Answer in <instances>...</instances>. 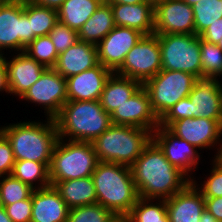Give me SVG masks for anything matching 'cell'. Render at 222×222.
Returning <instances> with one entry per match:
<instances>
[{"instance_id":"obj_1","label":"cell","mask_w":222,"mask_h":222,"mask_svg":"<svg viewBox=\"0 0 222 222\" xmlns=\"http://www.w3.org/2000/svg\"><path fill=\"white\" fill-rule=\"evenodd\" d=\"M130 169L139 197L144 199H168L191 182L185 173L166 159L153 140Z\"/></svg>"},{"instance_id":"obj_2","label":"cell","mask_w":222,"mask_h":222,"mask_svg":"<svg viewBox=\"0 0 222 222\" xmlns=\"http://www.w3.org/2000/svg\"><path fill=\"white\" fill-rule=\"evenodd\" d=\"M0 131L9 140L15 161L32 160L50 167L53 150L59 139L54 119L27 121L26 118L23 122L0 125Z\"/></svg>"},{"instance_id":"obj_3","label":"cell","mask_w":222,"mask_h":222,"mask_svg":"<svg viewBox=\"0 0 222 222\" xmlns=\"http://www.w3.org/2000/svg\"><path fill=\"white\" fill-rule=\"evenodd\" d=\"M97 203L124 219L138 201L139 194L128 166L98 162L92 174Z\"/></svg>"},{"instance_id":"obj_4","label":"cell","mask_w":222,"mask_h":222,"mask_svg":"<svg viewBox=\"0 0 222 222\" xmlns=\"http://www.w3.org/2000/svg\"><path fill=\"white\" fill-rule=\"evenodd\" d=\"M60 139L93 142L111 125V116L94 101H67L54 118Z\"/></svg>"},{"instance_id":"obj_5","label":"cell","mask_w":222,"mask_h":222,"mask_svg":"<svg viewBox=\"0 0 222 222\" xmlns=\"http://www.w3.org/2000/svg\"><path fill=\"white\" fill-rule=\"evenodd\" d=\"M152 140V132L140 127L112 124L93 142L99 162L130 167Z\"/></svg>"},{"instance_id":"obj_6","label":"cell","mask_w":222,"mask_h":222,"mask_svg":"<svg viewBox=\"0 0 222 222\" xmlns=\"http://www.w3.org/2000/svg\"><path fill=\"white\" fill-rule=\"evenodd\" d=\"M92 142L58 139L51 158V186L57 181L92 176L98 163Z\"/></svg>"},{"instance_id":"obj_7","label":"cell","mask_w":222,"mask_h":222,"mask_svg":"<svg viewBox=\"0 0 222 222\" xmlns=\"http://www.w3.org/2000/svg\"><path fill=\"white\" fill-rule=\"evenodd\" d=\"M197 80L188 72L161 70L142 86L149 95L153 112L160 120L177 102L188 97Z\"/></svg>"},{"instance_id":"obj_8","label":"cell","mask_w":222,"mask_h":222,"mask_svg":"<svg viewBox=\"0 0 222 222\" xmlns=\"http://www.w3.org/2000/svg\"><path fill=\"white\" fill-rule=\"evenodd\" d=\"M157 37L162 70L184 71L202 79L200 35L163 34Z\"/></svg>"},{"instance_id":"obj_9","label":"cell","mask_w":222,"mask_h":222,"mask_svg":"<svg viewBox=\"0 0 222 222\" xmlns=\"http://www.w3.org/2000/svg\"><path fill=\"white\" fill-rule=\"evenodd\" d=\"M35 38L24 14V2L0 0V54L24 52Z\"/></svg>"},{"instance_id":"obj_10","label":"cell","mask_w":222,"mask_h":222,"mask_svg":"<svg viewBox=\"0 0 222 222\" xmlns=\"http://www.w3.org/2000/svg\"><path fill=\"white\" fill-rule=\"evenodd\" d=\"M162 70L160 44L156 34L143 35L127 53L122 66L115 72L142 84Z\"/></svg>"},{"instance_id":"obj_11","label":"cell","mask_w":222,"mask_h":222,"mask_svg":"<svg viewBox=\"0 0 222 222\" xmlns=\"http://www.w3.org/2000/svg\"><path fill=\"white\" fill-rule=\"evenodd\" d=\"M20 100L40 106L45 118L54 119L68 101L66 78L53 68H47Z\"/></svg>"},{"instance_id":"obj_12","label":"cell","mask_w":222,"mask_h":222,"mask_svg":"<svg viewBox=\"0 0 222 222\" xmlns=\"http://www.w3.org/2000/svg\"><path fill=\"white\" fill-rule=\"evenodd\" d=\"M167 129L200 151L214 149L213 159L217 158L222 144V125L217 120L203 117L183 118L174 121Z\"/></svg>"},{"instance_id":"obj_13","label":"cell","mask_w":222,"mask_h":222,"mask_svg":"<svg viewBox=\"0 0 222 222\" xmlns=\"http://www.w3.org/2000/svg\"><path fill=\"white\" fill-rule=\"evenodd\" d=\"M152 140L159 146L172 165L180 169L191 180L195 177L194 172L200 168L198 167L199 162L202 163V153L199 149L186 140L176 137L162 126L152 132Z\"/></svg>"},{"instance_id":"obj_14","label":"cell","mask_w":222,"mask_h":222,"mask_svg":"<svg viewBox=\"0 0 222 222\" xmlns=\"http://www.w3.org/2000/svg\"><path fill=\"white\" fill-rule=\"evenodd\" d=\"M142 36L143 34L135 29L115 26L97 44L98 62L115 73L122 66L127 53Z\"/></svg>"},{"instance_id":"obj_15","label":"cell","mask_w":222,"mask_h":222,"mask_svg":"<svg viewBox=\"0 0 222 222\" xmlns=\"http://www.w3.org/2000/svg\"><path fill=\"white\" fill-rule=\"evenodd\" d=\"M154 34H195L192 6L183 0H165L154 9Z\"/></svg>"},{"instance_id":"obj_16","label":"cell","mask_w":222,"mask_h":222,"mask_svg":"<svg viewBox=\"0 0 222 222\" xmlns=\"http://www.w3.org/2000/svg\"><path fill=\"white\" fill-rule=\"evenodd\" d=\"M110 116L114 125L140 127L151 132L159 127V118L153 112L149 95L143 86Z\"/></svg>"},{"instance_id":"obj_17","label":"cell","mask_w":222,"mask_h":222,"mask_svg":"<svg viewBox=\"0 0 222 222\" xmlns=\"http://www.w3.org/2000/svg\"><path fill=\"white\" fill-rule=\"evenodd\" d=\"M220 79H198L188 95L194 117L217 120L222 125V87Z\"/></svg>"},{"instance_id":"obj_18","label":"cell","mask_w":222,"mask_h":222,"mask_svg":"<svg viewBox=\"0 0 222 222\" xmlns=\"http://www.w3.org/2000/svg\"><path fill=\"white\" fill-rule=\"evenodd\" d=\"M5 63L10 95L19 99L39 80L42 73L47 69L24 52L13 53L12 56L8 55V57L5 55Z\"/></svg>"},{"instance_id":"obj_19","label":"cell","mask_w":222,"mask_h":222,"mask_svg":"<svg viewBox=\"0 0 222 222\" xmlns=\"http://www.w3.org/2000/svg\"><path fill=\"white\" fill-rule=\"evenodd\" d=\"M112 72L100 63L89 70L66 78L68 101L99 100Z\"/></svg>"},{"instance_id":"obj_20","label":"cell","mask_w":222,"mask_h":222,"mask_svg":"<svg viewBox=\"0 0 222 222\" xmlns=\"http://www.w3.org/2000/svg\"><path fill=\"white\" fill-rule=\"evenodd\" d=\"M165 201L169 222H200L205 210L204 197L192 182Z\"/></svg>"},{"instance_id":"obj_21","label":"cell","mask_w":222,"mask_h":222,"mask_svg":"<svg viewBox=\"0 0 222 222\" xmlns=\"http://www.w3.org/2000/svg\"><path fill=\"white\" fill-rule=\"evenodd\" d=\"M98 64L97 45L79 40L58 55L53 69L62 77L68 78L92 69Z\"/></svg>"},{"instance_id":"obj_22","label":"cell","mask_w":222,"mask_h":222,"mask_svg":"<svg viewBox=\"0 0 222 222\" xmlns=\"http://www.w3.org/2000/svg\"><path fill=\"white\" fill-rule=\"evenodd\" d=\"M68 211L54 186L33 190L31 222H67Z\"/></svg>"},{"instance_id":"obj_23","label":"cell","mask_w":222,"mask_h":222,"mask_svg":"<svg viewBox=\"0 0 222 222\" xmlns=\"http://www.w3.org/2000/svg\"><path fill=\"white\" fill-rule=\"evenodd\" d=\"M115 26L135 29L143 35L154 34V8L143 2L138 4H110Z\"/></svg>"},{"instance_id":"obj_24","label":"cell","mask_w":222,"mask_h":222,"mask_svg":"<svg viewBox=\"0 0 222 222\" xmlns=\"http://www.w3.org/2000/svg\"><path fill=\"white\" fill-rule=\"evenodd\" d=\"M141 87L142 83L138 80L112 73L105 82L99 102L103 109L111 115Z\"/></svg>"},{"instance_id":"obj_25","label":"cell","mask_w":222,"mask_h":222,"mask_svg":"<svg viewBox=\"0 0 222 222\" xmlns=\"http://www.w3.org/2000/svg\"><path fill=\"white\" fill-rule=\"evenodd\" d=\"M53 186L69 209L97 203L96 190L91 176L57 181Z\"/></svg>"},{"instance_id":"obj_26","label":"cell","mask_w":222,"mask_h":222,"mask_svg":"<svg viewBox=\"0 0 222 222\" xmlns=\"http://www.w3.org/2000/svg\"><path fill=\"white\" fill-rule=\"evenodd\" d=\"M115 27L110 4H101L78 31L80 41L97 45Z\"/></svg>"},{"instance_id":"obj_27","label":"cell","mask_w":222,"mask_h":222,"mask_svg":"<svg viewBox=\"0 0 222 222\" xmlns=\"http://www.w3.org/2000/svg\"><path fill=\"white\" fill-rule=\"evenodd\" d=\"M101 4L99 0H66L58 9V21L79 31Z\"/></svg>"},{"instance_id":"obj_28","label":"cell","mask_w":222,"mask_h":222,"mask_svg":"<svg viewBox=\"0 0 222 222\" xmlns=\"http://www.w3.org/2000/svg\"><path fill=\"white\" fill-rule=\"evenodd\" d=\"M12 175L34 190L51 185L49 167L45 163L32 160L15 161Z\"/></svg>"},{"instance_id":"obj_29","label":"cell","mask_w":222,"mask_h":222,"mask_svg":"<svg viewBox=\"0 0 222 222\" xmlns=\"http://www.w3.org/2000/svg\"><path fill=\"white\" fill-rule=\"evenodd\" d=\"M122 222H169L165 199L139 198Z\"/></svg>"},{"instance_id":"obj_30","label":"cell","mask_w":222,"mask_h":222,"mask_svg":"<svg viewBox=\"0 0 222 222\" xmlns=\"http://www.w3.org/2000/svg\"><path fill=\"white\" fill-rule=\"evenodd\" d=\"M24 14L30 22L31 33L36 37L48 35L58 22L57 10L38 6L30 1L24 2Z\"/></svg>"},{"instance_id":"obj_31","label":"cell","mask_w":222,"mask_h":222,"mask_svg":"<svg viewBox=\"0 0 222 222\" xmlns=\"http://www.w3.org/2000/svg\"><path fill=\"white\" fill-rule=\"evenodd\" d=\"M195 34L200 35L222 18V0H201L192 6Z\"/></svg>"},{"instance_id":"obj_32","label":"cell","mask_w":222,"mask_h":222,"mask_svg":"<svg viewBox=\"0 0 222 222\" xmlns=\"http://www.w3.org/2000/svg\"><path fill=\"white\" fill-rule=\"evenodd\" d=\"M67 222H122V219L96 203L69 209Z\"/></svg>"},{"instance_id":"obj_33","label":"cell","mask_w":222,"mask_h":222,"mask_svg":"<svg viewBox=\"0 0 222 222\" xmlns=\"http://www.w3.org/2000/svg\"><path fill=\"white\" fill-rule=\"evenodd\" d=\"M200 49L202 78L222 80V49L202 38H200Z\"/></svg>"},{"instance_id":"obj_34","label":"cell","mask_w":222,"mask_h":222,"mask_svg":"<svg viewBox=\"0 0 222 222\" xmlns=\"http://www.w3.org/2000/svg\"><path fill=\"white\" fill-rule=\"evenodd\" d=\"M34 189L15 178L12 174L0 177V205L6 206L14 202L28 199Z\"/></svg>"},{"instance_id":"obj_35","label":"cell","mask_w":222,"mask_h":222,"mask_svg":"<svg viewBox=\"0 0 222 222\" xmlns=\"http://www.w3.org/2000/svg\"><path fill=\"white\" fill-rule=\"evenodd\" d=\"M24 53L46 68H54L58 59V54L49 35L36 37L25 48Z\"/></svg>"},{"instance_id":"obj_36","label":"cell","mask_w":222,"mask_h":222,"mask_svg":"<svg viewBox=\"0 0 222 222\" xmlns=\"http://www.w3.org/2000/svg\"><path fill=\"white\" fill-rule=\"evenodd\" d=\"M212 162V163H211ZM210 162L209 173L206 177H199L203 182L192 178L191 182L201 192L203 197H221L222 196V163L217 159H212ZM201 185V186H200Z\"/></svg>"},{"instance_id":"obj_37","label":"cell","mask_w":222,"mask_h":222,"mask_svg":"<svg viewBox=\"0 0 222 222\" xmlns=\"http://www.w3.org/2000/svg\"><path fill=\"white\" fill-rule=\"evenodd\" d=\"M59 55L79 41L78 31L58 21L48 34Z\"/></svg>"},{"instance_id":"obj_38","label":"cell","mask_w":222,"mask_h":222,"mask_svg":"<svg viewBox=\"0 0 222 222\" xmlns=\"http://www.w3.org/2000/svg\"><path fill=\"white\" fill-rule=\"evenodd\" d=\"M183 118H193L191 101L189 97L177 102L160 120L159 126L168 128L174 121Z\"/></svg>"},{"instance_id":"obj_39","label":"cell","mask_w":222,"mask_h":222,"mask_svg":"<svg viewBox=\"0 0 222 222\" xmlns=\"http://www.w3.org/2000/svg\"><path fill=\"white\" fill-rule=\"evenodd\" d=\"M8 217L13 222H31L32 194L28 199L14 202L5 206Z\"/></svg>"},{"instance_id":"obj_40","label":"cell","mask_w":222,"mask_h":222,"mask_svg":"<svg viewBox=\"0 0 222 222\" xmlns=\"http://www.w3.org/2000/svg\"><path fill=\"white\" fill-rule=\"evenodd\" d=\"M14 164L12 146L7 137L0 131V177L12 174Z\"/></svg>"},{"instance_id":"obj_41","label":"cell","mask_w":222,"mask_h":222,"mask_svg":"<svg viewBox=\"0 0 222 222\" xmlns=\"http://www.w3.org/2000/svg\"><path fill=\"white\" fill-rule=\"evenodd\" d=\"M217 21L200 34V38L215 45H218L222 38V18Z\"/></svg>"},{"instance_id":"obj_42","label":"cell","mask_w":222,"mask_h":222,"mask_svg":"<svg viewBox=\"0 0 222 222\" xmlns=\"http://www.w3.org/2000/svg\"><path fill=\"white\" fill-rule=\"evenodd\" d=\"M205 209L211 213L218 222H222V196L204 197Z\"/></svg>"},{"instance_id":"obj_43","label":"cell","mask_w":222,"mask_h":222,"mask_svg":"<svg viewBox=\"0 0 222 222\" xmlns=\"http://www.w3.org/2000/svg\"><path fill=\"white\" fill-rule=\"evenodd\" d=\"M10 94L8 87L7 67L5 63V55L0 54V93Z\"/></svg>"},{"instance_id":"obj_44","label":"cell","mask_w":222,"mask_h":222,"mask_svg":"<svg viewBox=\"0 0 222 222\" xmlns=\"http://www.w3.org/2000/svg\"><path fill=\"white\" fill-rule=\"evenodd\" d=\"M29 1L38 6L52 8L58 11V9L62 6V4L66 0H29Z\"/></svg>"},{"instance_id":"obj_45","label":"cell","mask_w":222,"mask_h":222,"mask_svg":"<svg viewBox=\"0 0 222 222\" xmlns=\"http://www.w3.org/2000/svg\"><path fill=\"white\" fill-rule=\"evenodd\" d=\"M200 222H218L216 220V218L209 213L206 209L204 210V212L202 213L201 217H200Z\"/></svg>"},{"instance_id":"obj_46","label":"cell","mask_w":222,"mask_h":222,"mask_svg":"<svg viewBox=\"0 0 222 222\" xmlns=\"http://www.w3.org/2000/svg\"><path fill=\"white\" fill-rule=\"evenodd\" d=\"M0 222H13L7 215L5 207L0 205Z\"/></svg>"},{"instance_id":"obj_47","label":"cell","mask_w":222,"mask_h":222,"mask_svg":"<svg viewBox=\"0 0 222 222\" xmlns=\"http://www.w3.org/2000/svg\"><path fill=\"white\" fill-rule=\"evenodd\" d=\"M143 3V0H113L110 4H138Z\"/></svg>"},{"instance_id":"obj_48","label":"cell","mask_w":222,"mask_h":222,"mask_svg":"<svg viewBox=\"0 0 222 222\" xmlns=\"http://www.w3.org/2000/svg\"><path fill=\"white\" fill-rule=\"evenodd\" d=\"M165 0H143V2L149 4L154 9L159 5L162 4Z\"/></svg>"},{"instance_id":"obj_49","label":"cell","mask_w":222,"mask_h":222,"mask_svg":"<svg viewBox=\"0 0 222 222\" xmlns=\"http://www.w3.org/2000/svg\"><path fill=\"white\" fill-rule=\"evenodd\" d=\"M186 2L188 5L193 6L195 3H198L201 0H183Z\"/></svg>"},{"instance_id":"obj_50","label":"cell","mask_w":222,"mask_h":222,"mask_svg":"<svg viewBox=\"0 0 222 222\" xmlns=\"http://www.w3.org/2000/svg\"><path fill=\"white\" fill-rule=\"evenodd\" d=\"M217 159L222 163V144Z\"/></svg>"},{"instance_id":"obj_51","label":"cell","mask_w":222,"mask_h":222,"mask_svg":"<svg viewBox=\"0 0 222 222\" xmlns=\"http://www.w3.org/2000/svg\"><path fill=\"white\" fill-rule=\"evenodd\" d=\"M102 4H110L113 0H99Z\"/></svg>"},{"instance_id":"obj_52","label":"cell","mask_w":222,"mask_h":222,"mask_svg":"<svg viewBox=\"0 0 222 222\" xmlns=\"http://www.w3.org/2000/svg\"><path fill=\"white\" fill-rule=\"evenodd\" d=\"M5 1H22V2H26V1H29V0H5Z\"/></svg>"},{"instance_id":"obj_53","label":"cell","mask_w":222,"mask_h":222,"mask_svg":"<svg viewBox=\"0 0 222 222\" xmlns=\"http://www.w3.org/2000/svg\"><path fill=\"white\" fill-rule=\"evenodd\" d=\"M218 46L222 49V38H221L220 42L218 43Z\"/></svg>"}]
</instances>
